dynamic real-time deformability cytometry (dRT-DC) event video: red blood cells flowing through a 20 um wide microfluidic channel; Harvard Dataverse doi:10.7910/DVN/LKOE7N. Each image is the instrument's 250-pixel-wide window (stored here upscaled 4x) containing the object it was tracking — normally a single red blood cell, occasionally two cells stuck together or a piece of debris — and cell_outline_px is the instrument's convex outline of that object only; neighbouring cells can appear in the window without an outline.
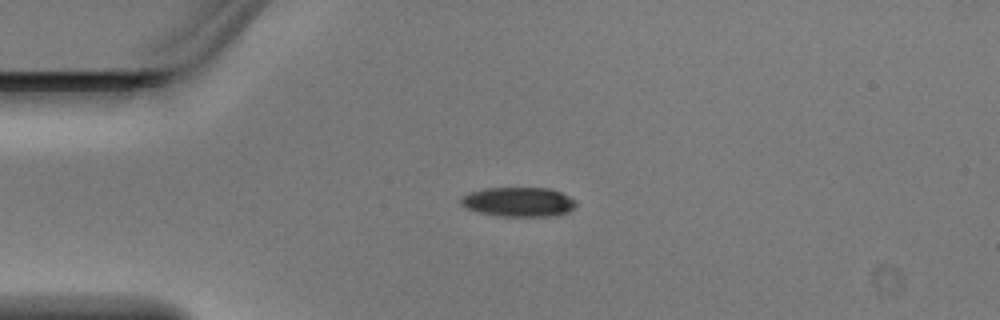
{"species": "Egyptian fruit bat (a non-hibernating species)", "species_latin": "Rousettus aegyptiacus", "temperature_condition": "warm", "stored_images_in_passage": 4, "camera_frame_rate_fps": 3000, "um_per_image_px": 0.085, "animal": {"sex": "male"}, "frame": {"image": 1, "passage_image": 1, "time_ms": 0.0, "image_size_px": [1000, 320], "cell_outline_px": [[576, 204], [568, 212], [548, 216], [500, 216], [480, 212], [468, 208], [460, 204], [460, 196], [468, 192], [484, 188], [548, 188], [560, 192], [576, 200]], "centroid_in_image_um": [44.03, 17.15], "position_along_channel_um": 41.0, "area_um2": 19.65}}
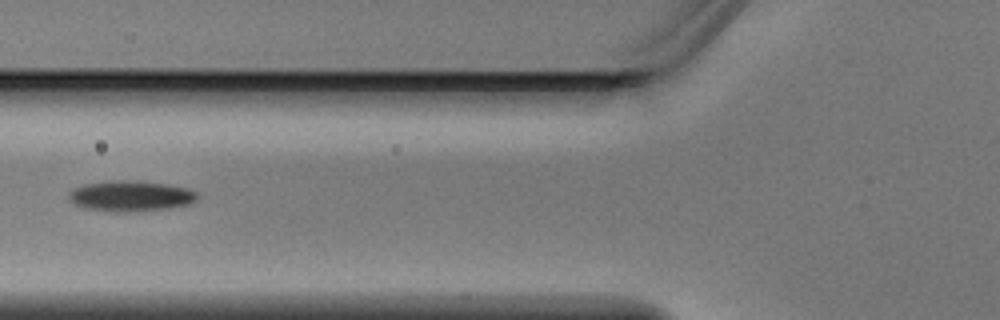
{"frame": {"image": 2, "passage_image": 3, "time_ms": 0.667, "image_size_px": [1000, 320], "cell_outline_px": [[200, 196], [196, 200], [188, 204], [172, 208], [136, 212], [112, 212], [84, 208], [76, 204], [68, 196], [68, 192], [84, 184], [108, 180], [136, 180], [168, 184], [188, 188], [196, 192]], "centroid_in_image_um": [11.15, 16.66], "position_along_channel_um": 114.7, "area_um2": 23.29}}
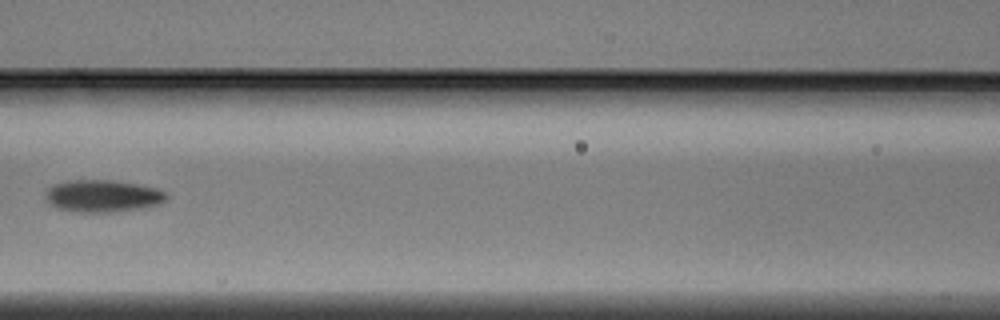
{"frame": {"image": 3, "passage_image": 4, "time_ms": 1.0, "image_size_px": [1000, 320], "cell_outline_px": [[168, 196], [160, 204], [148, 208], [112, 212], [80, 212], [56, 208], [48, 204], [44, 200], [44, 196], [48, 188], [56, 184], [68, 180], [112, 180], [136, 184], [156, 188], [164, 192]], "centroid_in_image_um": [8.71, 16.67], "position_along_channel_um": 157.9, "area_um2": 22.89}}